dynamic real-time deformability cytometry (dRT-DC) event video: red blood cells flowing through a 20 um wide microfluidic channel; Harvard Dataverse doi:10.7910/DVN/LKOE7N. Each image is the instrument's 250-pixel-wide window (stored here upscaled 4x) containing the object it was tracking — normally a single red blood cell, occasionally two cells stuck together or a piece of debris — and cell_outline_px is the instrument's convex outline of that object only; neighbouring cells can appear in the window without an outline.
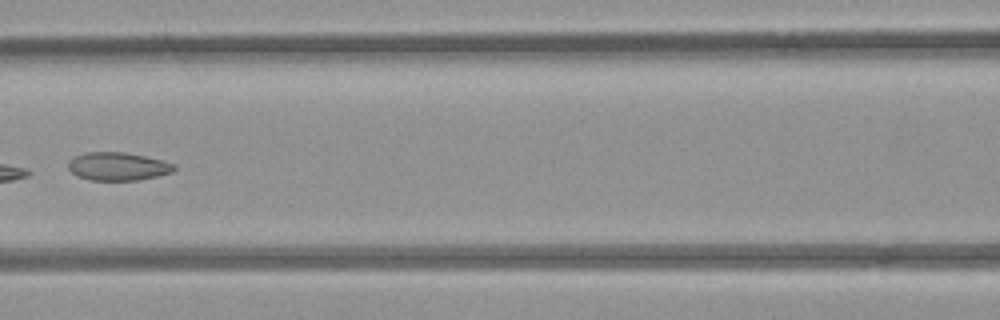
{"species": "common noctule bat (a hibernating species)", "species_latin": "Nyctalus noctula", "temperature_condition": "room temperature", "stored_images_in_passage": 6, "camera_frame_rate_fps": 3000, "um_per_image_px": 0.085, "animal": {"sex": "female", "body_mass_g": 21.9}, "frame": {"image": 1, "passage_image": 6, "time_ms": 5.667, "image_size_px": [1000, 320], "cell_outline_px": [[176, 168], [172, 172], [140, 180], [88, 180], [76, 176], [68, 168], [68, 160], [72, 156], [84, 152], [124, 152], [164, 160], [176, 164]], "centroid_in_image_um": [9.99, 14.14], "position_along_channel_um": 156.6, "area_um2": 17.63}}